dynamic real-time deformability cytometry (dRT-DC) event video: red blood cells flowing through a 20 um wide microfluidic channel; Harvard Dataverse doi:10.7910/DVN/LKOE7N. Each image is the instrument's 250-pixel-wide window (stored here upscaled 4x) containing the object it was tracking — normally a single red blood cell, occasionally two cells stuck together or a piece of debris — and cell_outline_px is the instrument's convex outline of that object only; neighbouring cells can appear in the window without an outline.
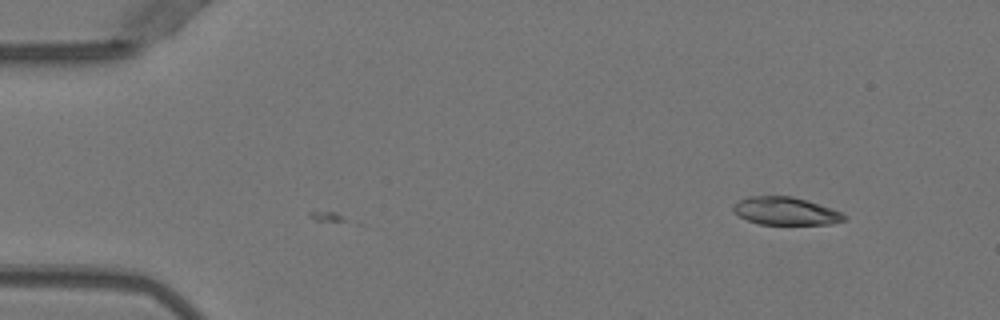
{"species": "Egyptian fruit bat (a non-hibernating species)", "species_latin": "Rousettus aegyptiacus", "temperature_condition": "warm", "stored_images_in_passage": 8, "camera_frame_rate_fps": 3000, "um_per_image_px": 0.085, "animal": {"sex": "female"}, "frame": {"image": 1, "passage_image": 8, "time_ms": 2.333, "image_size_px": [1000, 320], "cell_outline_px": [[848, 216], [844, 220], [832, 224], [760, 224], [748, 220], [732, 212], [732, 204], [748, 196], [792, 196], [832, 208]], "centroid_in_image_um": [66.76, 17.94], "position_along_channel_um": 18.2, "area_um2": 17.98}}